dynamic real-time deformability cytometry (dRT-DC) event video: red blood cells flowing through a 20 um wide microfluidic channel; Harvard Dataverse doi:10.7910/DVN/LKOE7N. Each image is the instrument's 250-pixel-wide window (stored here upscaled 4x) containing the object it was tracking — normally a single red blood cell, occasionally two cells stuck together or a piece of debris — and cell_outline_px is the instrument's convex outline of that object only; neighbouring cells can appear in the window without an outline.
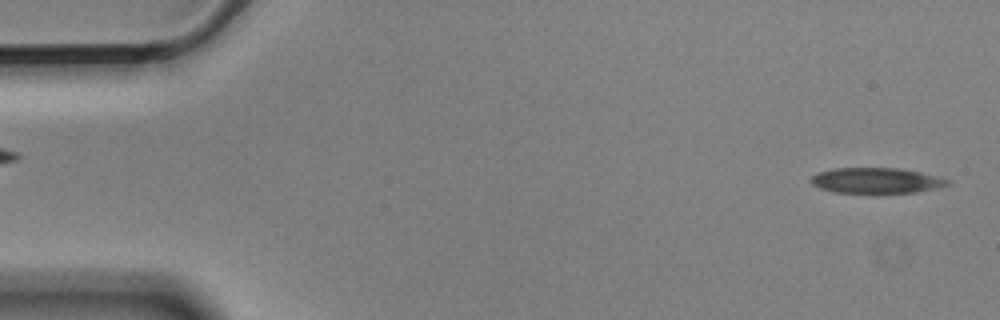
{"species": "Egyptian fruit bat (a non-hibernating species)", "species_latin": "Rousettus aegyptiacus", "temperature_condition": "cold", "stored_images_in_passage": 54, "camera_frame_rate_fps": 3000, "um_per_image_px": 0.085, "animal": {"sex": "male"}, "frame": {"image": 1, "passage_image": 1, "time_ms": 0.0, "image_size_px": [1000, 320], "cell_outline_px": [[952, 184], [940, 188], [916, 192], [832, 192], [820, 188], [812, 184], [808, 180], [812, 176], [820, 172], [832, 168], [900, 168], [920, 172], [952, 180]], "centroid_in_image_um": [74.52, 15.34], "position_along_channel_um": 10.5, "area_um2": 20.35}}
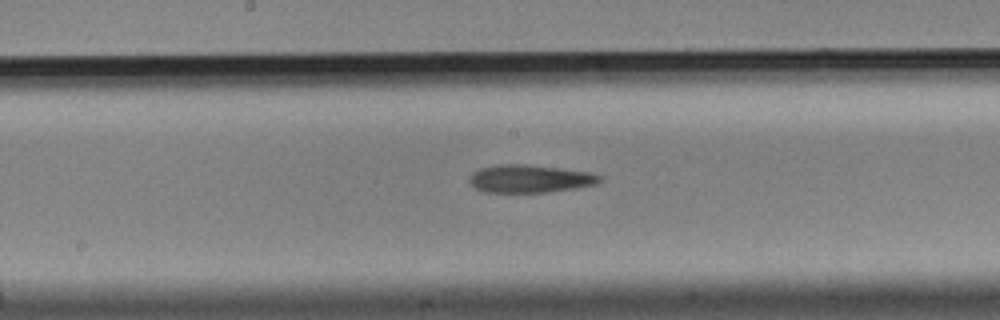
{"frame": {"image": 2, "passage_image": 27, "time_ms": 8.667, "image_size_px": [1000, 320], "cell_outline_px": [[604, 180], [596, 184], [576, 188], [548, 192], [484, 192], [476, 188], [468, 180], [472, 172], [480, 168], [500, 164], [528, 164], [592, 172], [600, 176]], "centroid_in_image_um": [45.06, 15.18], "position_along_channel_um": 203.1, "area_um2": 21.27}}
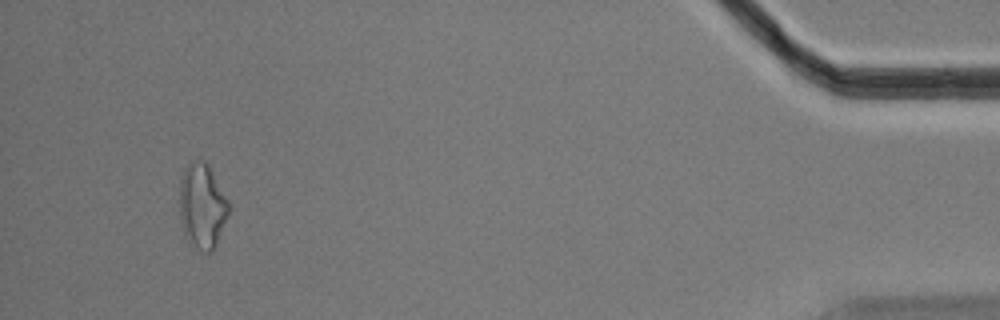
{"frame": {"image": 3, "passage_image": 51, "time_ms": 16.667, "image_size_px": [1000, 320], "cell_outline_px": [[232, 208], [216, 244], [212, 252], [200, 252], [188, 244], [184, 236], [180, 220], [180, 180], [184, 168], [188, 164], [196, 160], [204, 160], [208, 164], [228, 200]], "centroid_in_image_um": [17.19, 17.56], "position_along_channel_um": 418.0, "area_um2": 24.85}}